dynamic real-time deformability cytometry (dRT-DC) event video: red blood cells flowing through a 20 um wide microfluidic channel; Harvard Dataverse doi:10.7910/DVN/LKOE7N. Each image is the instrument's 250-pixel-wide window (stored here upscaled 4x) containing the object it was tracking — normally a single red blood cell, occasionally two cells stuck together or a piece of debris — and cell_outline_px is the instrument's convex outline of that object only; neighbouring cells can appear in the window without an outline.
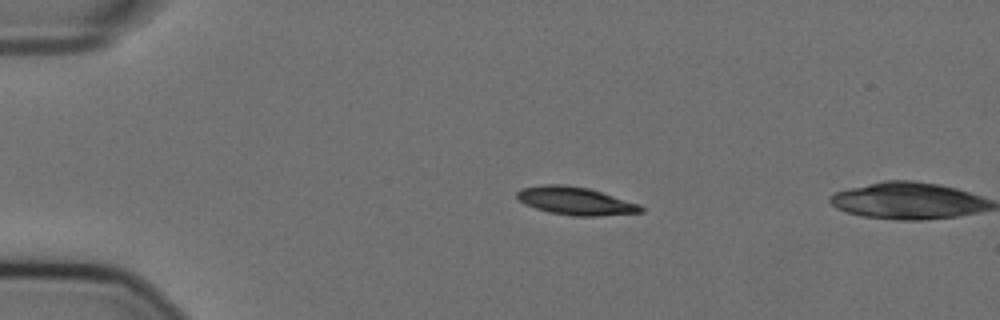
{"species": "Egyptian fruit bat (a non-hibernating species)", "species_latin": "Rousettus aegyptiacus", "temperature_condition": "cold", "stored_images_in_passage": 2, "camera_frame_rate_fps": 3000, "um_per_image_px": 0.085, "animal": {"sex": "female"}, "frame": {"image": 1, "passage_image": 1, "time_ms": 0.0, "image_size_px": [1000, 320], "cell_outline_px": [[644, 212], [600, 216], [572, 216], [548, 212], [524, 204], [516, 196], [516, 192], [520, 188], [544, 184], [564, 184], [588, 188], [640, 204], [644, 208]], "centroid_in_image_um": [48.91, 17.08], "position_along_channel_um": 36.1, "area_um2": 20.29}}